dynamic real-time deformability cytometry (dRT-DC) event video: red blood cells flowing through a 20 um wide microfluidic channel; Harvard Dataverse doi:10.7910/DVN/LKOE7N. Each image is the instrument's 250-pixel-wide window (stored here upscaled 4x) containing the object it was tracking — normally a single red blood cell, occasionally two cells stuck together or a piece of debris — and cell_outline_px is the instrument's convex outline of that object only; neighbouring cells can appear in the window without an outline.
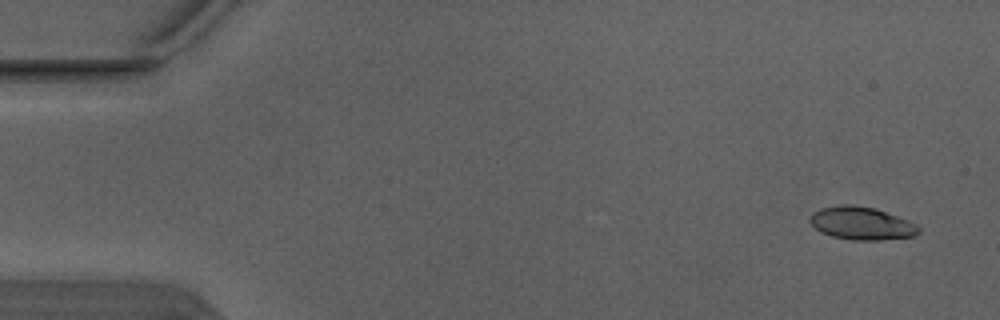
{"species": "Egyptian fruit bat (a non-hibernating species)", "species_latin": "Rousettus aegyptiacus", "temperature_condition": "warm", "stored_images_in_passage": 4, "camera_frame_rate_fps": 3000, "um_per_image_px": 0.085, "animal": {"sex": "male"}, "frame": {"image": 1, "passage_image": 1, "time_ms": 0.0, "image_size_px": [1000, 320], "cell_outline_px": [[920, 232], [916, 236], [880, 240], [852, 240], [832, 236], [820, 232], [808, 220], [812, 212], [820, 208], [840, 204], [848, 204], [876, 208], [908, 220], [916, 224], [920, 228]], "centroid_in_image_um": [73.23, 18.98], "position_along_channel_um": 11.8, "area_um2": 21.04}}